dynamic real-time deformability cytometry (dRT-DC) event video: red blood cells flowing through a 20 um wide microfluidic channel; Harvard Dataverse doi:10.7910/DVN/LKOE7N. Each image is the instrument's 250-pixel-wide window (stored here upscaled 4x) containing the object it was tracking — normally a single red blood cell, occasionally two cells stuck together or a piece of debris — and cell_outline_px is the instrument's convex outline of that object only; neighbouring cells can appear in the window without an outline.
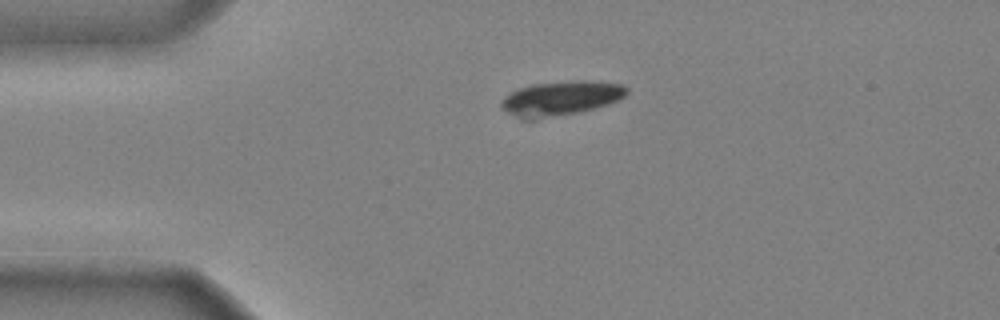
{"species": "common noctule bat (a hibernating species)", "species_latin": "Nyctalus noctula", "temperature_condition": "cold", "stored_images_in_passage": 11, "camera_frame_rate_fps": 3000, "um_per_image_px": 0.085, "animal": {"sex": "male", "body_mass_g": 20.4}, "frame": {"image": 1, "passage_image": 1, "time_ms": 0.0, "image_size_px": [1000, 320], "cell_outline_px": [[628, 92], [624, 96], [608, 104], [580, 112], [536, 120], [520, 120], [500, 108], [500, 104], [504, 96], [520, 88], [532, 84], [580, 80], [584, 80], [624, 84], [628, 88]], "centroid_in_image_um": [47.63, 8.38], "position_along_channel_um": 37.4, "area_um2": 25.43}}
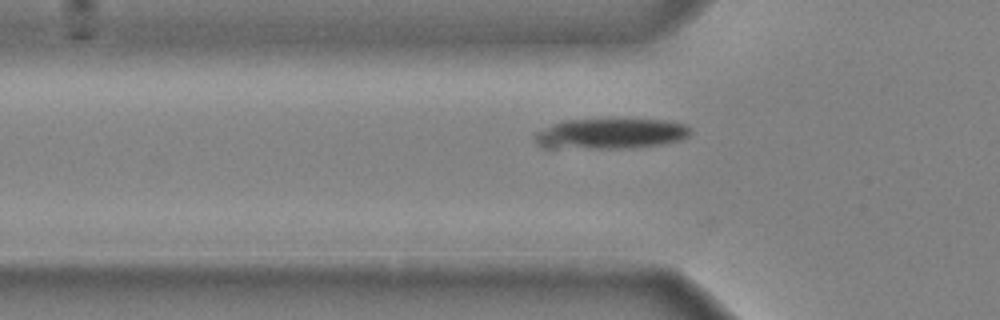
{"frame": {"image": 2, "passage_image": 6, "time_ms": 1.667, "image_size_px": [1000, 320], "cell_outline_px": [[692, 132], [688, 136], [680, 140], [664, 144], [632, 148], [544, 148], [536, 144], [536, 132], [564, 120], [672, 120], [688, 124]], "centroid_in_image_um": [51.97, 11.37], "position_along_channel_um": 73.8, "area_um2": 27.63}}
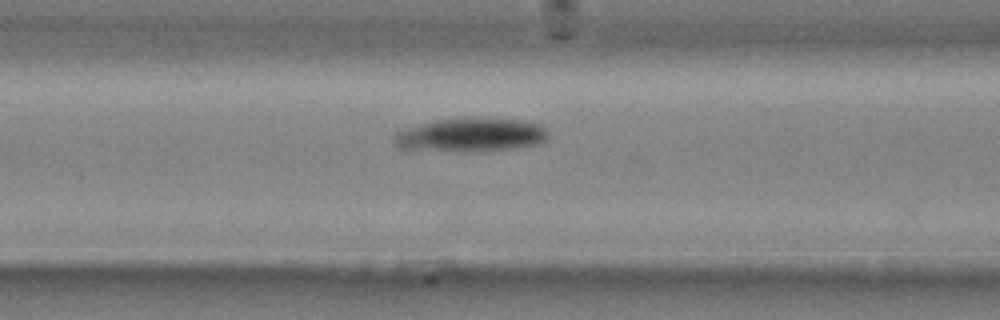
{"frame": {"image": 3, "passage_image": 10, "time_ms": 3.0, "image_size_px": [1000, 320], "cell_outline_px": [[548, 136], [544, 140], [536, 144], [520, 148], [480, 152], [452, 152], [400, 148], [396, 144], [396, 132], [436, 120], [468, 116], [520, 120], [540, 124], [548, 132]], "centroid_in_image_um": [40.08, 11.47], "position_along_channel_um": 126.5, "area_um2": 30.69}}